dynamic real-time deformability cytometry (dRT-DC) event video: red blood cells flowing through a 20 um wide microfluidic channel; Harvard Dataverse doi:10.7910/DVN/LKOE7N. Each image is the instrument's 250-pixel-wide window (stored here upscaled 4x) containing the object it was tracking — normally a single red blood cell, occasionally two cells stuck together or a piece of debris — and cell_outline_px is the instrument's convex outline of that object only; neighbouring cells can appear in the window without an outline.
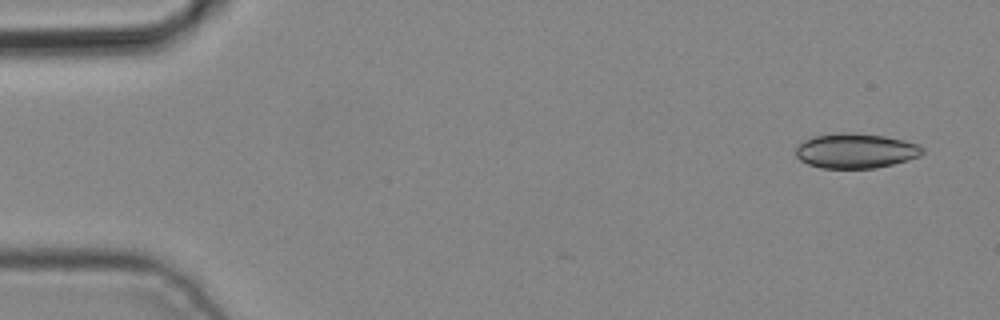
{"species": "common noctule bat (a hibernating species)", "species_latin": "Nyctalus noctula", "temperature_condition": "cold", "stored_images_in_passage": 4, "camera_frame_rate_fps": 3000, "um_per_image_px": 0.085, "animal": {"sex": "male", "body_mass_g": 19.2, "forearm_length_mm": 51.8}, "frame": {"image": 1, "passage_image": 1, "time_ms": 0.0, "image_size_px": [1000, 320], "cell_outline_px": [[924, 152], [920, 156], [908, 160], [876, 168], [820, 168], [808, 164], [800, 160], [796, 156], [796, 148], [804, 140], [816, 136], [840, 132], [852, 132], [884, 136], [904, 140], [916, 144], [924, 148]], "centroid_in_image_um": [72.74, 12.82], "position_along_channel_um": 12.3, "area_um2": 25.72}}
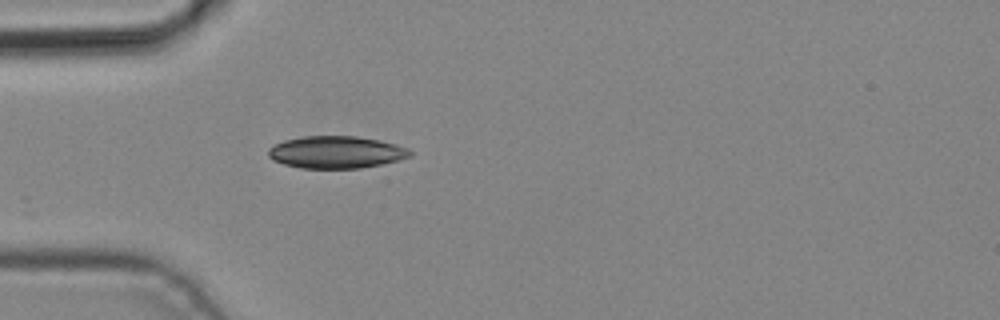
{"frame": {"image": 2, "passage_image": 4, "time_ms": 1.0, "image_size_px": [1000, 320], "cell_outline_px": [[412, 156], [380, 164], [360, 168], [300, 168], [284, 164], [272, 160], [268, 156], [268, 148], [284, 140], [304, 136], [356, 136], [380, 140], [396, 144], [408, 148], [412, 152]], "centroid_in_image_um": [28.56, 12.93], "position_along_channel_um": 56.4, "area_um2": 26.59}}